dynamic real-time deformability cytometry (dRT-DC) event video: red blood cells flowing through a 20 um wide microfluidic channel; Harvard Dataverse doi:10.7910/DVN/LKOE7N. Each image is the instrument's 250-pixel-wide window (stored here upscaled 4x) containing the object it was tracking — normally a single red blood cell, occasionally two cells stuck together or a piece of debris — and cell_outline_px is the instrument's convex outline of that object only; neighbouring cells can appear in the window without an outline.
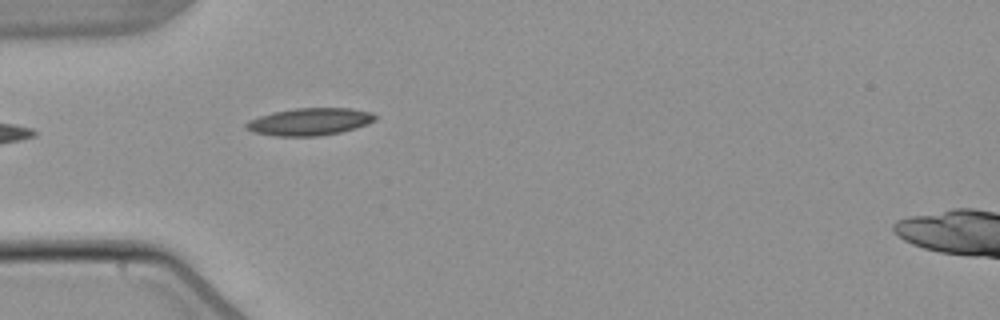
{"species": "common noctule bat (a hibernating species)", "species_latin": "Nyctalus noctula", "temperature_condition": "warm", "stored_images_in_passage": 1, "camera_frame_rate_fps": 3000, "um_per_image_px": 0.085, "animal": {"sex": "male", "body_mass_g": 21.5, "forearm_length_mm": 52.0}, "frame": {"image": 1, "passage_image": 1, "time_ms": 0.0, "image_size_px": [1000, 320], "cell_outline_px": [[376, 120], [368, 124], [356, 128], [340, 132], [320, 136], [276, 136], [252, 132], [244, 128], [244, 124], [248, 120], [272, 112], [296, 108], [352, 108], [372, 112], [376, 116]], "centroid_in_image_um": [26.31, 10.34], "position_along_channel_um": 58.7, "area_um2": 20.75}}